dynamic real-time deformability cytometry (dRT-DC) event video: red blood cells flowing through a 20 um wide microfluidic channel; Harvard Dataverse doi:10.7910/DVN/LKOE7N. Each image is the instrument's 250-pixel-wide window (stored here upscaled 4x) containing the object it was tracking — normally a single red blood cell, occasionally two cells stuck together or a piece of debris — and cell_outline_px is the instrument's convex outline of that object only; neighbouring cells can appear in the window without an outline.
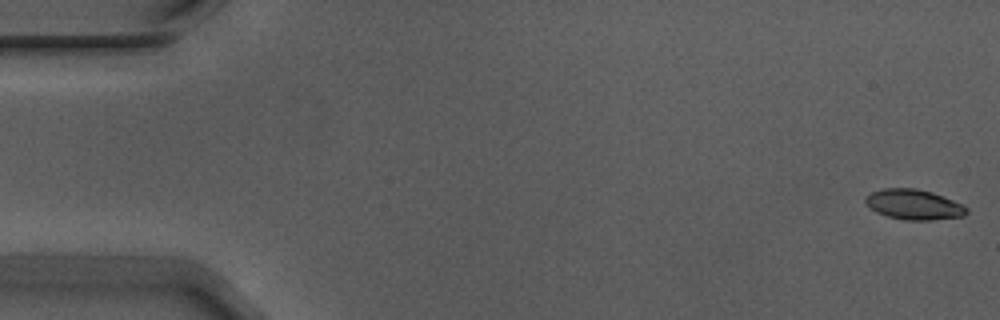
{"species": "Egyptian fruit bat (a non-hibernating species)", "species_latin": "Rousettus aegyptiacus", "temperature_condition": "warm", "stored_images_in_passage": 55, "camera_frame_rate_fps": 3000, "um_per_image_px": 0.085, "animal": {"sex": "male"}, "frame": {"image": 1, "passage_image": 1, "time_ms": 0.0, "image_size_px": [1000, 320], "cell_outline_px": [[968, 212], [964, 216], [932, 220], [904, 220], [888, 216], [876, 212], [864, 200], [864, 196], [872, 192], [884, 188], [916, 188], [932, 192], [952, 200], [968, 208]], "centroid_in_image_um": [77.67, 17.38], "position_along_channel_um": 7.3, "area_um2": 17.69}}
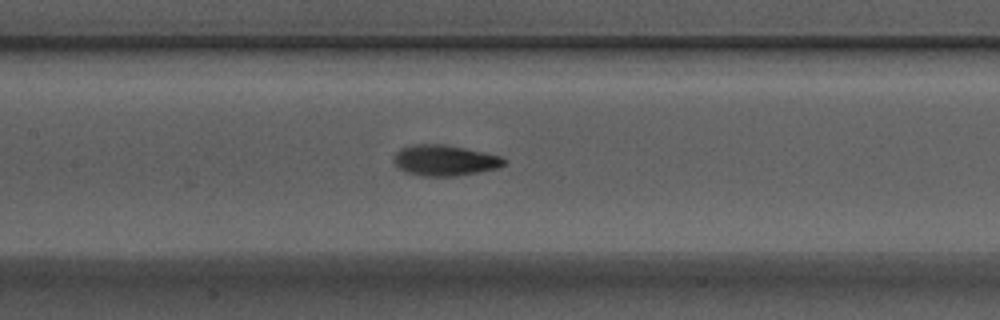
{"frame": {"image": 2, "passage_image": 26, "time_ms": 8.333, "image_size_px": [1000, 320], "cell_outline_px": [[508, 164], [496, 168], [456, 176], [420, 176], [404, 172], [392, 160], [396, 152], [400, 148], [412, 144], [444, 144], [464, 148], [500, 156], [508, 160]], "centroid_in_image_um": [37.78, 13.63], "position_along_channel_um": 169.6, "area_um2": 19.83}}
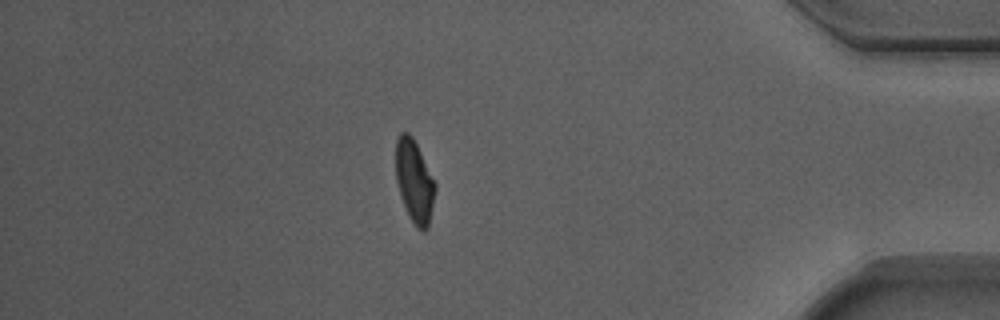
{"frame": {"image": 3, "passage_image": 48, "time_ms": 15.667, "image_size_px": [1000, 320], "cell_outline_px": [[436, 188], [428, 228], [424, 232], [416, 228], [408, 216], [400, 196], [396, 180], [396, 140], [400, 132], [408, 132], [412, 136], [436, 184]], "centroid_in_image_um": [35.21, 15.44], "position_along_channel_um": 400.0, "area_um2": 18.96}, "authors_computed_cell_mechanics": {"area_um2": 18.785, "velocity_mm_per_s": 3.7237, "shape_relaxation_time_tau1_ms": 4.4336, "shape_relaxation_time_tau2_ms": 1.9088, "deformation_change_tau1": 0.1656, "deformation_change_tau2": 0.0795}}